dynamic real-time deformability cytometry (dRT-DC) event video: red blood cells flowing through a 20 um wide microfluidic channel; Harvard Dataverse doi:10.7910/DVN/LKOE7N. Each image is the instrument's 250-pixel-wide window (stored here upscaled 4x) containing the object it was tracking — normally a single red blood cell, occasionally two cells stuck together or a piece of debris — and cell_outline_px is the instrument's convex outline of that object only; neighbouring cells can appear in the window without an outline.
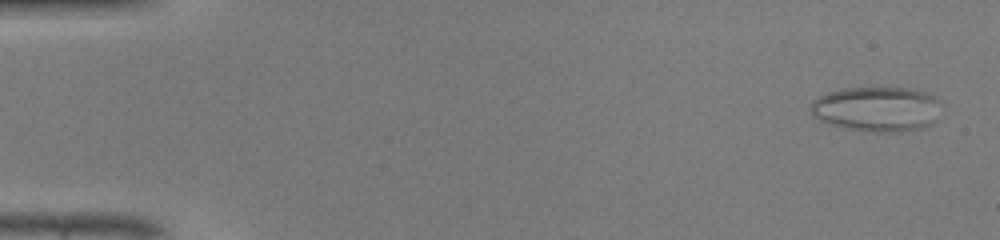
{"species": "common noctule bat (a hibernating species)", "species_latin": "Nyctalus noctula", "temperature_condition": "warm", "stored_images_in_passage": 46, "camera_frame_rate_fps": 3000, "um_per_image_px": 0.085, "animal": {"sex": "male", "body_mass_g": 19.0, "forearm_length_mm": 50.8}, "frame": {"image": 1, "passage_image": 1, "time_ms": 0.0, "image_size_px": [1000, 240], "cell_outline_px": [[940, 100], [936, 120], [932, 124], [920, 128], [900, 132], [872, 132], [848, 128], [828, 124], [820, 120], [808, 108], [812, 100], [828, 92], [844, 88], [912, 88], [924, 92]], "centroid_in_image_um": [74.52, 9.27], "position_along_channel_um": 10.5, "area_um2": 34.16}}
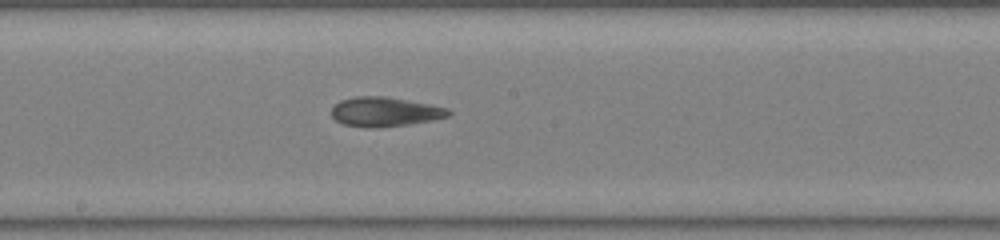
{"frame": {"image": 2, "passage_image": 25, "time_ms": 8.0, "image_size_px": [1000, 240], "cell_outline_px": [[452, 112], [448, 116], [432, 120], [408, 124], [376, 128], [368, 128], [344, 124], [336, 120], [332, 116], [332, 108], [340, 100], [356, 96], [388, 96], [448, 108]], "centroid_in_image_um": [32.71, 9.5], "position_along_channel_um": 215.5, "area_um2": 20.0}}
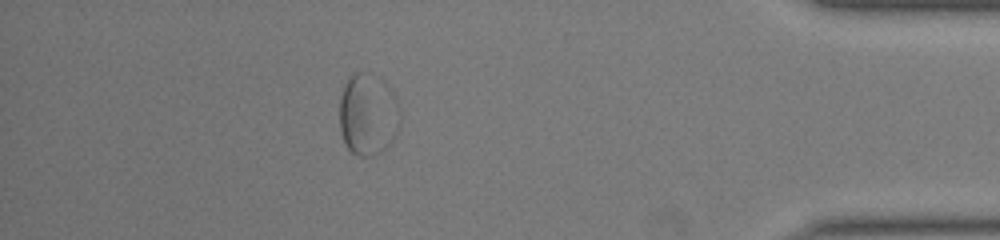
{"frame": {"image": 3, "passage_image": 41, "time_ms": 13.333, "image_size_px": [1000, 240], "cell_outline_px": [[400, 120], [396, 136], [380, 152], [372, 156], [356, 156], [344, 144], [340, 132], [340, 96], [344, 84], [348, 76], [356, 72], [360, 72], [380, 76], [392, 92], [400, 108]], "centroid_in_image_um": [31.26, 9.72], "position_along_channel_um": 403.9, "area_um2": 29.25}}